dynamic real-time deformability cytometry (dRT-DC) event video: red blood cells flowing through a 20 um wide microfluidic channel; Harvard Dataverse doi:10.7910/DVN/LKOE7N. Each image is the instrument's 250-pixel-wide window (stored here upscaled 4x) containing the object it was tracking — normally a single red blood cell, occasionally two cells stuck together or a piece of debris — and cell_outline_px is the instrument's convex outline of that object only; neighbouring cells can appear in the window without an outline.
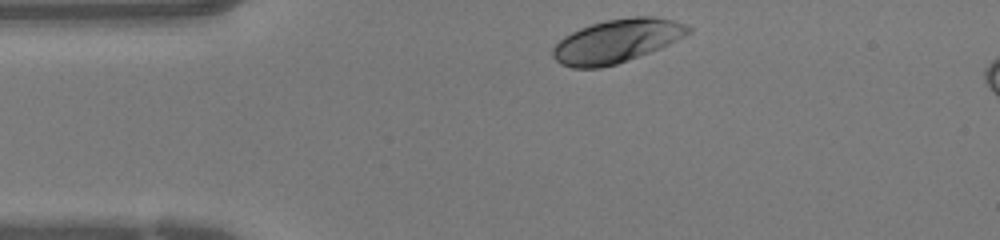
{"species": "human", "species_latin": "Homo sapiens", "temperature_condition": "warm", "stored_images_in_passage": 29, "camera_frame_rate_fps": 3000, "um_per_image_px": 0.085, "donor": {"sex": "female"}, "frame": {"image": 1, "passage_image": 1, "time_ms": 0.0, "image_size_px": [1000, 240], "cell_outline_px": [[692, 32], [660, 48], [628, 60], [616, 64], [600, 68], [572, 68], [560, 64], [552, 56], [552, 48], [564, 36], [580, 28], [604, 20], [632, 16], [652, 16], [672, 20], [684, 24], [692, 28]], "centroid_in_image_um": [52.4, 3.48], "position_along_channel_um": 32.6, "area_um2": 34.22}}
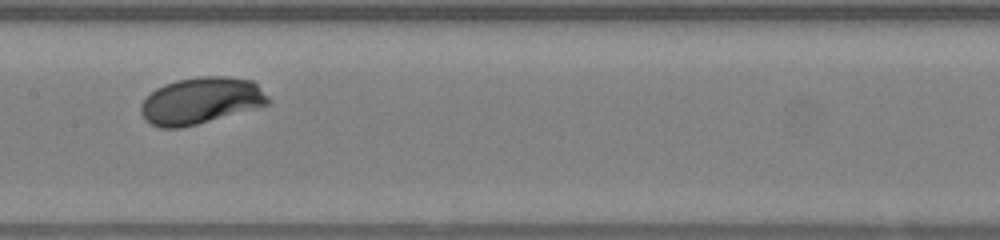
{"frame": {"image": 2, "passage_image": 14, "time_ms": 4.333, "image_size_px": [1000, 240], "cell_outline_px": [[272, 104], [196, 124], [180, 128], [160, 128], [144, 120], [140, 112], [140, 104], [156, 88], [164, 84], [176, 80], [200, 76], [228, 76], [252, 80], [272, 100]], "centroid_in_image_um": [17.08, 8.55], "position_along_channel_um": 190.3, "area_um2": 34.74}}
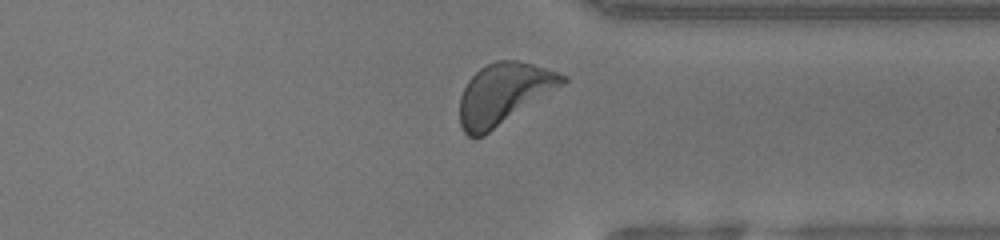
{"frame": {"image": 3, "passage_image": 26, "time_ms": 8.333, "image_size_px": [1000, 240], "cell_outline_px": [[568, 80], [564, 84], [484, 136], [468, 136], [464, 132], [460, 124], [460, 96], [468, 80], [480, 68], [496, 60], [516, 60], [532, 64], [568, 76]], "centroid_in_image_um": [42.8, 7.97], "position_along_channel_um": 368.6, "area_um2": 36.3}}